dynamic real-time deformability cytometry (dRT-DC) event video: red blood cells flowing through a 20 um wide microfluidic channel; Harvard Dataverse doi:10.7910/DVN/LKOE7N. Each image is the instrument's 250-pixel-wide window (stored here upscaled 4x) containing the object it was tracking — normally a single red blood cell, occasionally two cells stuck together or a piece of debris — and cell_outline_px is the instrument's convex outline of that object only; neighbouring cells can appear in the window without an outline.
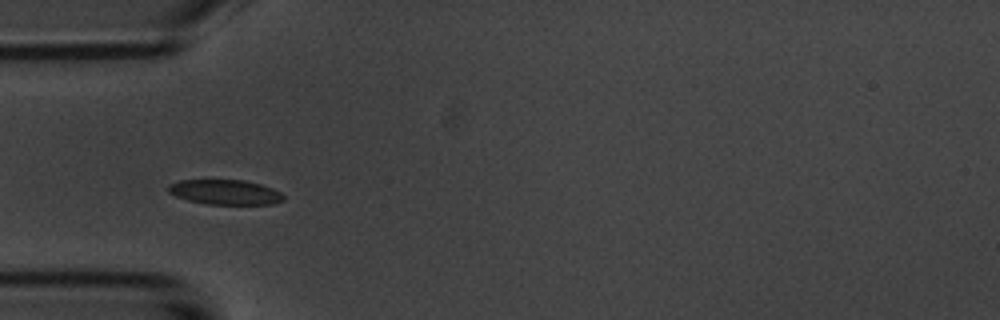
{"species": "common noctule bat (a hibernating species)", "species_latin": "Nyctalus noctula", "temperature_condition": "room temperature", "stored_images_in_passage": 4, "camera_frame_rate_fps": 3000, "um_per_image_px": 0.085, "animal": {"sex": "male", "body_mass_g": 20.1, "forearm_length_mm": 53.5}, "frame": {"image": 1, "passage_image": 1, "time_ms": 0.0, "image_size_px": [1000, 320], "cell_outline_px": [[284, 200], [272, 204], [204, 204], [188, 200], [176, 196], [168, 192], [168, 184], [180, 180], [244, 180], [260, 184], [272, 188], [280, 192], [284, 196]], "centroid_in_image_um": [19.12, 16.33], "position_along_channel_um": 65.9, "area_um2": 16.7}}
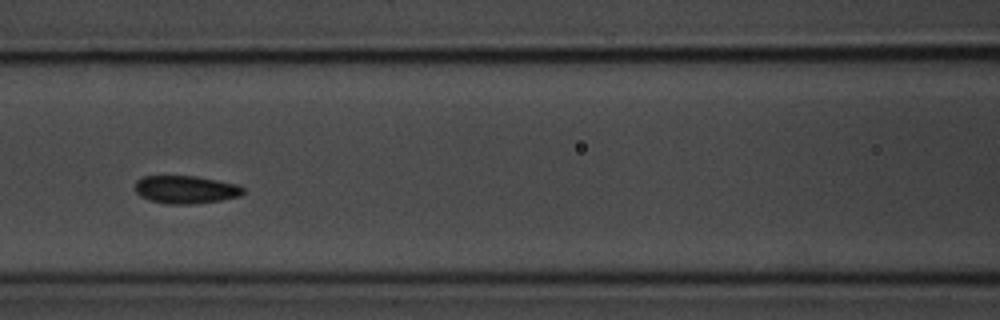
{"frame": {"image": 2, "passage_image": 3, "time_ms": 2.333, "image_size_px": [1000, 320], "cell_outline_px": [[244, 192], [240, 196], [224, 200], [192, 204], [164, 204], [148, 200], [140, 196], [136, 192], [136, 180], [144, 176], [196, 176], [240, 184], [244, 188]], "centroid_in_image_um": [15.82, 16.12], "position_along_channel_um": 150.8, "area_um2": 17.86}}
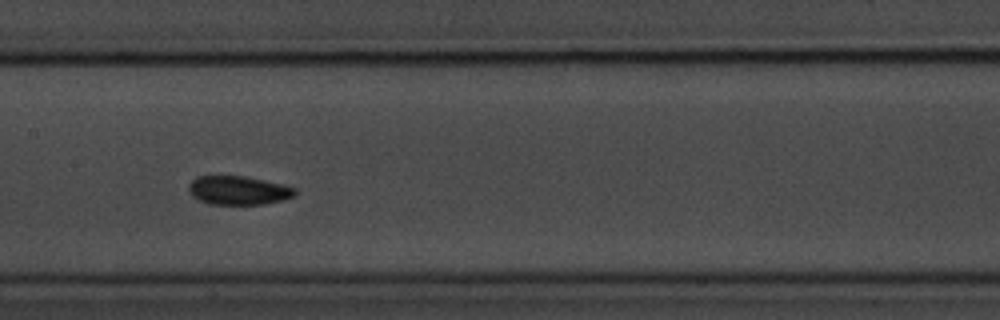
{"frame": {"image": 3, "passage_image": 4, "time_ms": 3.333, "image_size_px": [1000, 320], "cell_outline_px": [[296, 196], [284, 200], [264, 204], [208, 204], [192, 196], [188, 188], [188, 184], [196, 176], [244, 176], [280, 184], [296, 188]], "centroid_in_image_um": [20.26, 16.19], "position_along_channel_um": 187.1, "area_um2": 17.8}}